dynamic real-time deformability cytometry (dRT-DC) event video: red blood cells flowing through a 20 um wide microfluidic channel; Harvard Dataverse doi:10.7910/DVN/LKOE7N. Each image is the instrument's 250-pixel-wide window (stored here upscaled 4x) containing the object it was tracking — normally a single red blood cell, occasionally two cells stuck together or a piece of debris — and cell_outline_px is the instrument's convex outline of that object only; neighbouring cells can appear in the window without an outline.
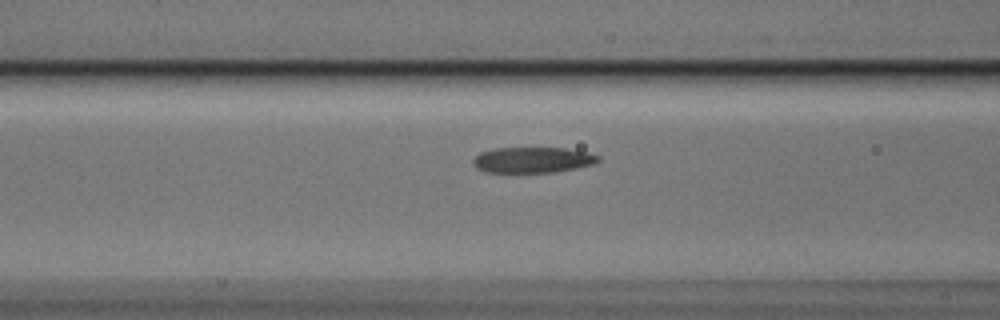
{"species": "Egyptian fruit bat (a non-hibernating species)", "species_latin": "Rousettus aegyptiacus", "temperature_condition": "cold", "stored_images_in_passage": 7, "camera_frame_rate_fps": 3000, "um_per_image_px": 0.085, "animal": {"sex": "male"}, "frame": {"image": 1, "passage_image": 7, "time_ms": 2.0, "image_size_px": [1000, 320], "cell_outline_px": [[600, 160], [596, 164], [576, 168], [552, 172], [484, 172], [476, 168], [472, 164], [472, 160], [480, 152], [492, 148], [564, 148], [588, 152], [600, 156]], "centroid_in_image_um": [45.27, 13.59], "position_along_channel_um": 121.3, "area_um2": 18.9}}